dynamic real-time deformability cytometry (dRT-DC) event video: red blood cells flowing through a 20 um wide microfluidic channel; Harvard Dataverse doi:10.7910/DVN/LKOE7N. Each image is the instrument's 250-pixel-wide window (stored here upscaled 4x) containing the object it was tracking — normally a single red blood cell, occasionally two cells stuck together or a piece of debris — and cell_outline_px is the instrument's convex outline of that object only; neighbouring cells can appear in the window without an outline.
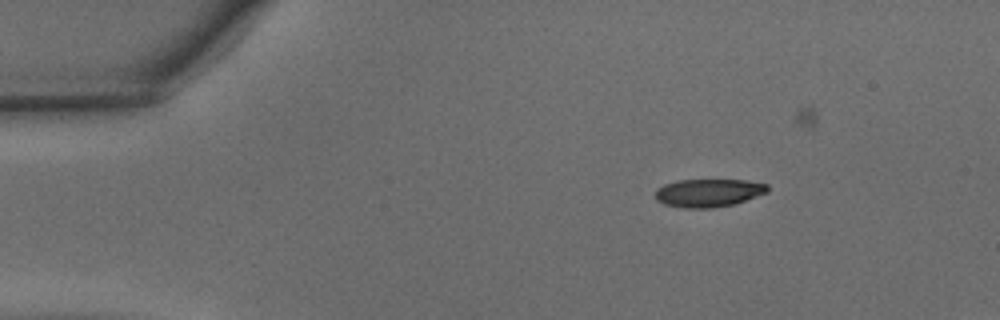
{"species": "common noctule bat (a hibernating species)", "species_latin": "Nyctalus noctula", "temperature_condition": "warm", "stored_images_in_passage": 36, "camera_frame_rate_fps": 3000, "um_per_image_px": 0.085, "animal": {"sex": "male", "body_mass_g": 15.6}, "frame": {"image": 1, "passage_image": 1, "time_ms": 0.0, "image_size_px": [1000, 320], "cell_outline_px": [[768, 192], [732, 204], [712, 208], [684, 208], [664, 204], [656, 200], [656, 188], [664, 184], [676, 180], [744, 180], [768, 184]], "centroid_in_image_um": [60.18, 16.38], "position_along_channel_um": 24.8, "area_um2": 18.26}}
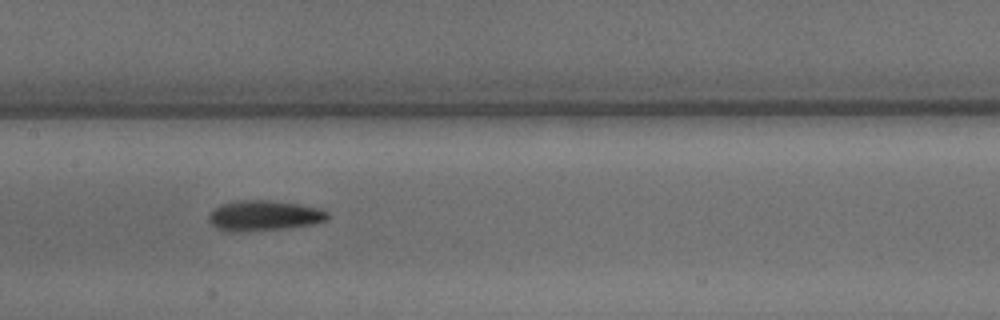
{"frame": {"image": 2, "passage_image": 17, "time_ms": 5.333, "image_size_px": [1000, 320], "cell_outline_px": [[328, 220], [312, 224], [284, 228], [236, 232], [224, 232], [216, 228], [208, 220], [208, 216], [220, 204], [240, 200], [268, 200], [296, 204], [316, 208], [328, 212]], "centroid_in_image_um": [22.39, 18.34], "position_along_channel_um": 185.0, "area_um2": 20.81}}
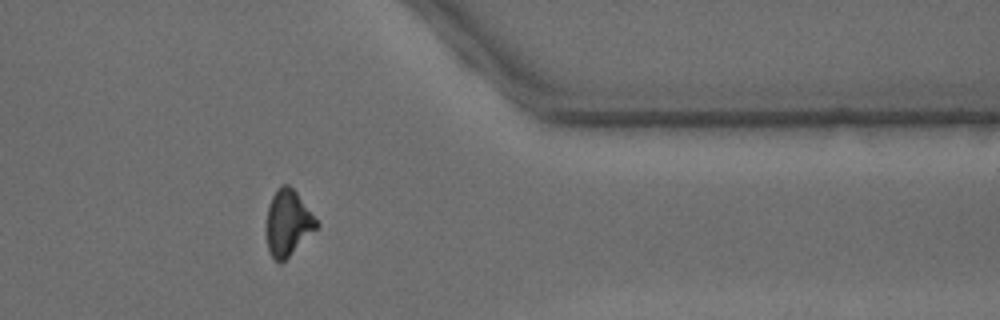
{"frame": {"image": 3, "passage_image": 32, "time_ms": 10.333, "image_size_px": [1000, 320], "cell_outline_px": [[320, 224], [280, 264], [272, 256], [268, 248], [264, 228], [268, 204], [272, 196], [280, 184], [288, 184], [296, 192]], "centroid_in_image_um": [24.42, 18.92], "position_along_channel_um": 387.0, "area_um2": 19.13}}